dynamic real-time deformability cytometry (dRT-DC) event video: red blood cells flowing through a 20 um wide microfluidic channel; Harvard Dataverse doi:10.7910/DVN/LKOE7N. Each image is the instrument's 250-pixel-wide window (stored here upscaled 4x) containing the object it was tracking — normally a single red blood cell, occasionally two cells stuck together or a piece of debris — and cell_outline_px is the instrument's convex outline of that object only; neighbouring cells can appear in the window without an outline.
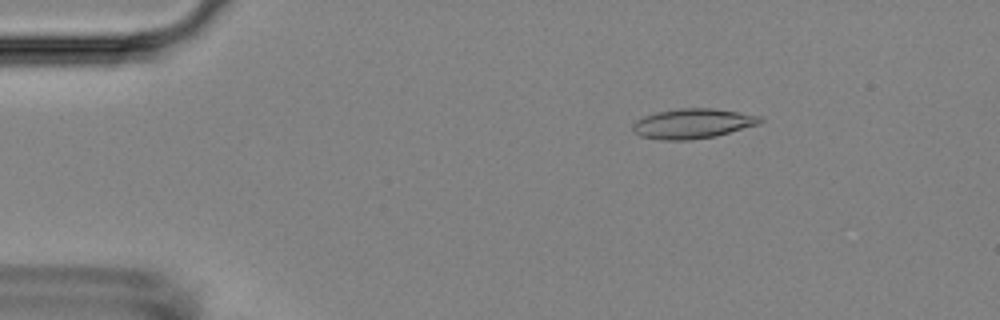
{"species": "Egyptian fruit bat (a non-hibernating species)", "species_latin": "Rousettus aegyptiacus", "temperature_condition": "room temperature", "stored_images_in_passage": 50, "camera_frame_rate_fps": 3000, "um_per_image_px": 0.085, "animal": {"sex": "female"}, "frame": {"image": 1, "passage_image": 4, "time_ms": 1.0, "image_size_px": [1000, 320], "cell_outline_px": [[764, 120], [760, 124], [716, 136], [688, 140], [664, 140], [640, 136], [632, 132], [632, 124], [636, 120], [644, 116], [656, 112], [680, 108], [712, 108], [764, 116]], "centroid_in_image_um": [58.89, 10.5], "position_along_channel_um": 26.1, "area_um2": 22.37}}
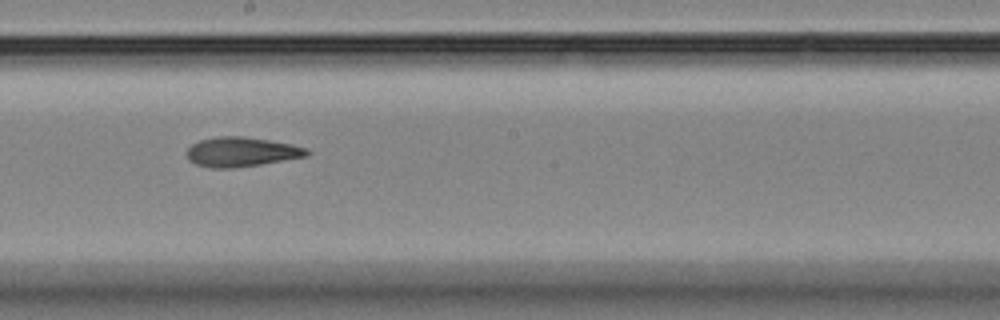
{"frame": {"image": 2, "passage_image": 26, "time_ms": 8.333, "image_size_px": [1000, 320], "cell_outline_px": [[312, 152], [308, 156], [260, 164], [232, 168], [212, 168], [196, 164], [188, 160], [184, 152], [192, 144], [200, 140], [220, 136], [244, 136], [292, 144], [308, 148]], "centroid_in_image_um": [20.52, 12.91], "position_along_channel_um": 227.7, "area_um2": 20.81}}
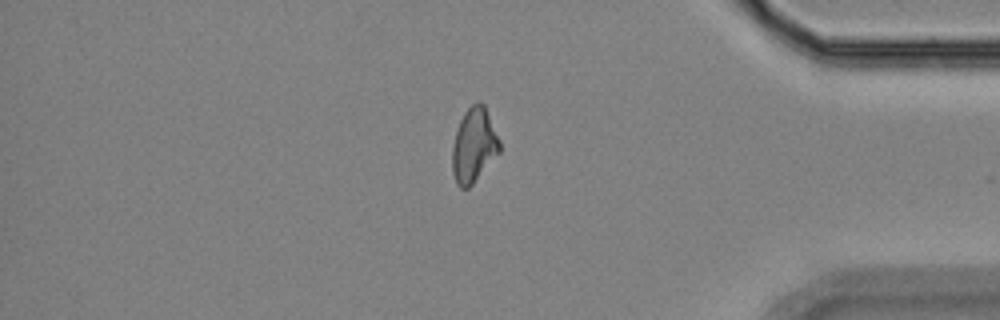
{"frame": {"image": 3, "passage_image": 42, "time_ms": 13.667, "image_size_px": [1000, 320], "cell_outline_px": [[500, 152], [472, 184], [468, 188], [460, 188], [456, 184], [452, 172], [452, 148], [456, 132], [460, 120], [464, 112], [476, 100], [480, 100], [484, 104], [500, 140]], "centroid_in_image_um": [40.28, 12.34], "position_along_channel_um": 394.9, "area_um2": 20.58}, "authors_computed_cell_mechanics": {"area_um2": 20.6057, "velocity_mm_per_s": 3.6132, "shape_relaxation_time_tau1_ms": null, "shape_relaxation_time_tau2_ms": 2.507, "deformation_change_tau1": null, "deformation_change_tau2": 0.1108}}